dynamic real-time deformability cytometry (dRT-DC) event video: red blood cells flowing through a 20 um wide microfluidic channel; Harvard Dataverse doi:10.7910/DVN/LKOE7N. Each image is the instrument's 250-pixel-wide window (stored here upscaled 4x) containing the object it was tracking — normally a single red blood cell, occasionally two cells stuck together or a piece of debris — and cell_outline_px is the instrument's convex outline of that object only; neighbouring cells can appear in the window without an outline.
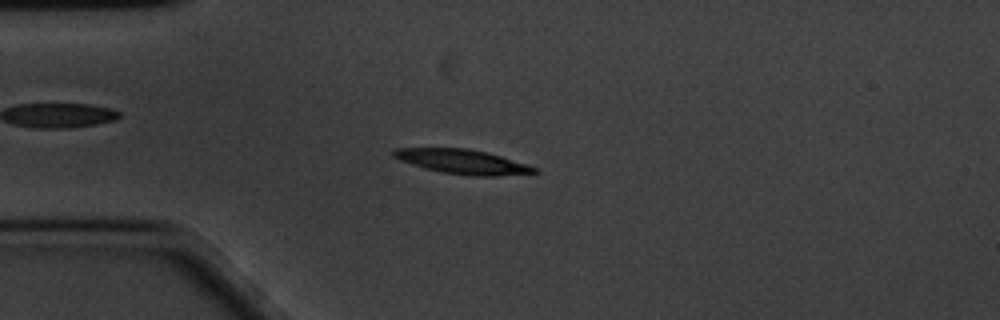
{"species": "common noctule bat (a hibernating species)", "species_latin": "Nyctalus noctula", "temperature_condition": "cold", "stored_images_in_passage": 58, "camera_frame_rate_fps": 3000, "um_per_image_px": 0.085, "animal": {"sex": "male", "body_mass_g": 20.1, "forearm_length_mm": 53.5}, "frame": {"image": 1, "passage_image": 14, "time_ms": 4.333, "image_size_px": [1000, 320], "cell_outline_px": [[536, 172], [500, 176], [468, 176], [444, 172], [424, 168], [400, 160], [392, 156], [392, 152], [396, 148], [468, 148], [500, 156], [528, 164], [536, 168]], "centroid_in_image_um": [39.3, 13.74], "position_along_channel_um": 45.7, "area_um2": 19.83}}
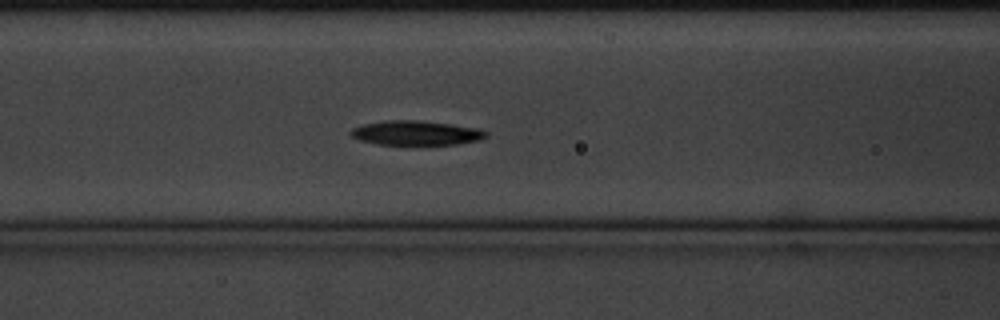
{"frame": {"image": 2, "passage_image": 23, "time_ms": 7.333, "image_size_px": [1000, 320], "cell_outline_px": [[488, 136], [480, 140], [456, 144], [376, 144], [360, 140], [352, 136], [348, 132], [352, 128], [364, 124], [384, 120], [420, 120], [480, 128], [488, 132]], "centroid_in_image_um": [35.38, 11.29], "position_along_channel_um": 131.2, "area_um2": 19.31}}
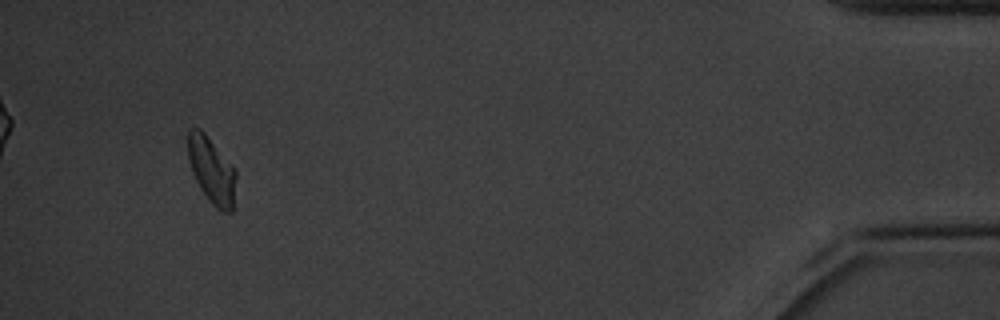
{"frame": {"image": 3, "passage_image": 55, "time_ms": 18.0, "image_size_px": [1000, 320], "cell_outline_px": [[236, 176], [232, 212], [220, 212], [212, 204], [200, 188], [192, 172], [188, 160], [188, 132], [192, 128], [200, 128], [204, 132], [236, 168]], "centroid_in_image_um": [18.0, 14.48], "position_along_channel_um": 417.2, "area_um2": 18.61}, "authors_computed_cell_mechanics": {"area_um2": 19.363, "velocity_mm_per_s": 3.3531, "shape_relaxation_time_tau1_ms": 2.962, "shape_relaxation_time_tau2_ms": null, "deformation_change_tau1": 0.1199, "deformation_change_tau2": null}}